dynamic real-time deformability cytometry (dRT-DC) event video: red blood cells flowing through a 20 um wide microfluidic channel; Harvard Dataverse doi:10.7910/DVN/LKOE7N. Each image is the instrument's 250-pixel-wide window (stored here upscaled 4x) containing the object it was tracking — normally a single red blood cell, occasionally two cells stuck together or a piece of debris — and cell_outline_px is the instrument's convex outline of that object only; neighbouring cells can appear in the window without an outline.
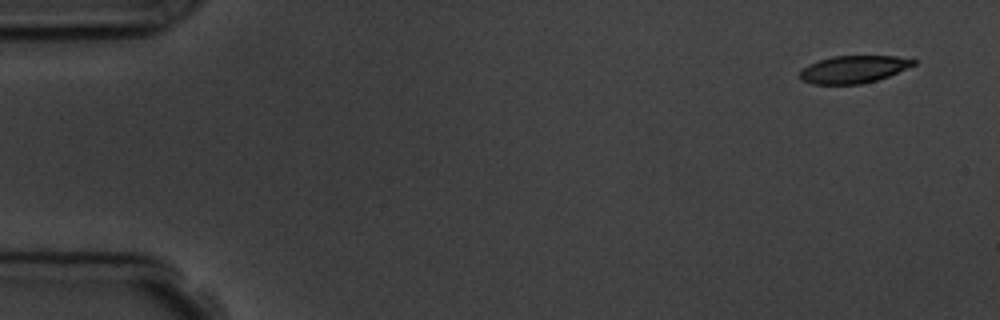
{"species": "common noctule bat (a hibernating species)", "species_latin": "Nyctalus noctula", "temperature_condition": "room temperature", "stored_images_in_passage": 4, "camera_frame_rate_fps": 3000, "um_per_image_px": 0.085, "animal": {"sex": "male", "body_mass_g": 19.5, "forearm_length_mm": 54.6}, "frame": {"image": 1, "passage_image": 1, "time_ms": 0.0, "image_size_px": [1000, 320], "cell_outline_px": [[916, 64], [888, 76], [876, 80], [860, 84], [812, 84], [800, 80], [796, 76], [808, 64], [832, 56], [896, 56], [916, 60]], "centroid_in_image_um": [72.5, 5.89], "position_along_channel_um": 12.5, "area_um2": 18.15}}
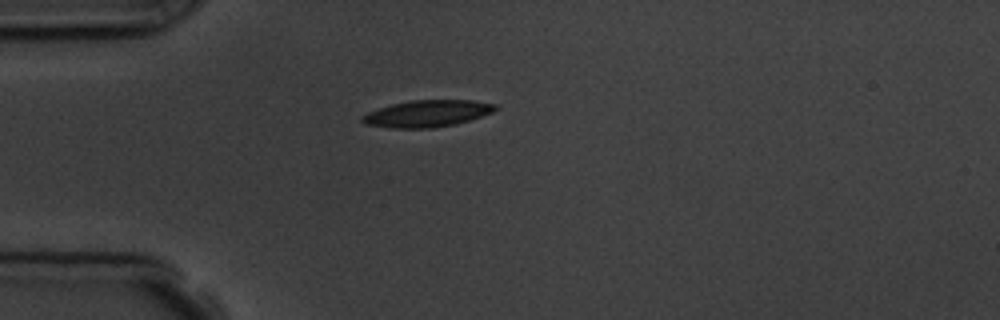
{"frame": {"image": 2, "passage_image": 4, "time_ms": 4.0, "image_size_px": [1000, 320], "cell_outline_px": [[496, 108], [492, 112], [456, 124], [432, 128], [388, 128], [364, 124], [360, 120], [360, 116], [368, 112], [392, 104], [412, 100], [472, 100], [496, 104]], "centroid_in_image_um": [36.25, 9.66], "position_along_channel_um": 48.7, "area_um2": 20.69}}